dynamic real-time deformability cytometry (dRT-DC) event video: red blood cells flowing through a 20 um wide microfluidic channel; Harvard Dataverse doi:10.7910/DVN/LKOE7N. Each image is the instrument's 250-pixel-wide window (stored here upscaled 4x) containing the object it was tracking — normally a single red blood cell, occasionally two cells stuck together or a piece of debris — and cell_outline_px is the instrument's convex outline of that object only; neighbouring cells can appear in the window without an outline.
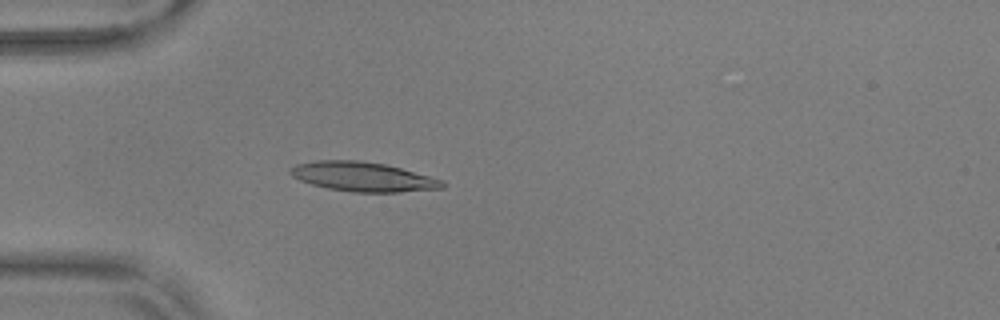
{"species": "common noctule bat (a hibernating species)", "species_latin": "Nyctalus noctula", "temperature_condition": "warm", "stored_images_in_passage": 53, "camera_frame_rate_fps": 3000, "um_per_image_px": 0.085, "animal": {"sex": "male", "body_mass_g": 17.9, "forearm_length_mm": 54.2}, "frame": {"image": 1, "passage_image": 15, "time_ms": 4.667, "image_size_px": [1000, 320], "cell_outline_px": [[444, 188], [400, 192], [352, 192], [328, 188], [312, 184], [300, 180], [292, 176], [288, 172], [288, 168], [296, 164], [316, 160], [360, 160], [384, 164], [400, 168], [444, 180]], "centroid_in_image_um": [30.82, 15.02], "position_along_channel_um": 54.2, "area_um2": 26.07}}
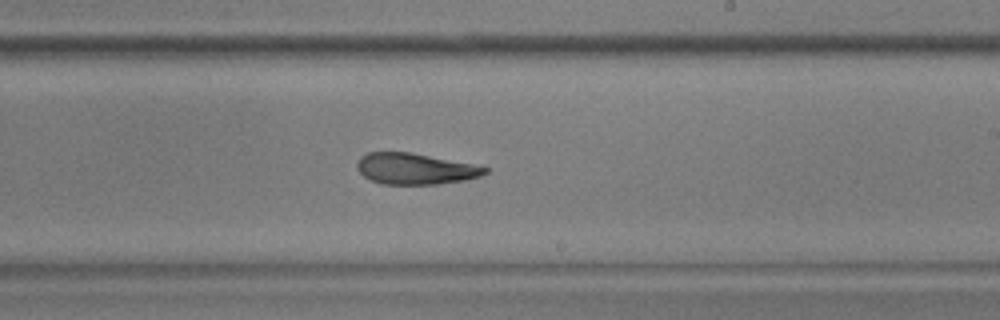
{"frame": {"image": 2, "passage_image": 32, "time_ms": 10.333, "image_size_px": [1000, 320], "cell_outline_px": [[488, 172], [480, 176], [464, 180], [440, 184], [380, 184], [364, 176], [356, 168], [356, 164], [360, 156], [368, 152], [408, 152], [472, 164], [488, 168]], "centroid_in_image_um": [35.25, 14.35], "position_along_channel_um": 253.7, "area_um2": 23.0}}
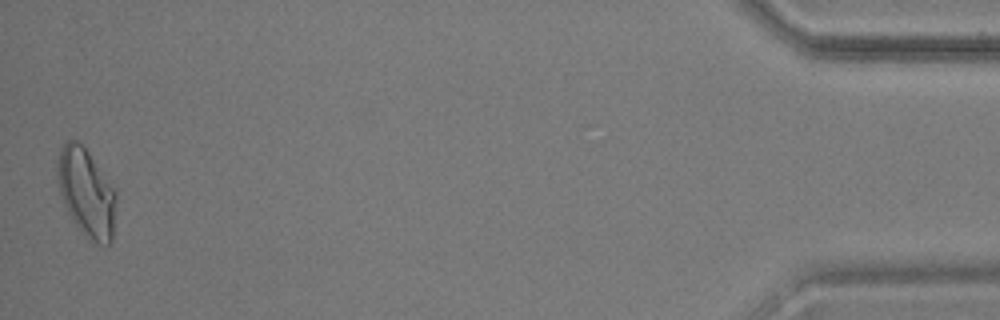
{"frame": {"image": 3, "passage_image": 53, "time_ms": 17.333, "image_size_px": [1000, 320], "cell_outline_px": [[116, 196], [112, 240], [104, 248], [96, 244], [72, 220], [60, 196], [56, 176], [56, 164], [60, 148], [68, 140], [76, 140], [88, 152], [116, 192]], "centroid_in_image_um": [7.31, 16.38], "position_along_channel_um": 427.9, "area_um2": 29.88}, "authors_computed_cell_mechanics": {"area_um2": 24.1026, "velocity_mm_per_s": 3.6867, "shape_relaxation_time_tau1_ms": null, "shape_relaxation_time_tau2_ms": 4.2448, "deformation_change_tau1": null, "deformation_change_tau2": 0.1222}}